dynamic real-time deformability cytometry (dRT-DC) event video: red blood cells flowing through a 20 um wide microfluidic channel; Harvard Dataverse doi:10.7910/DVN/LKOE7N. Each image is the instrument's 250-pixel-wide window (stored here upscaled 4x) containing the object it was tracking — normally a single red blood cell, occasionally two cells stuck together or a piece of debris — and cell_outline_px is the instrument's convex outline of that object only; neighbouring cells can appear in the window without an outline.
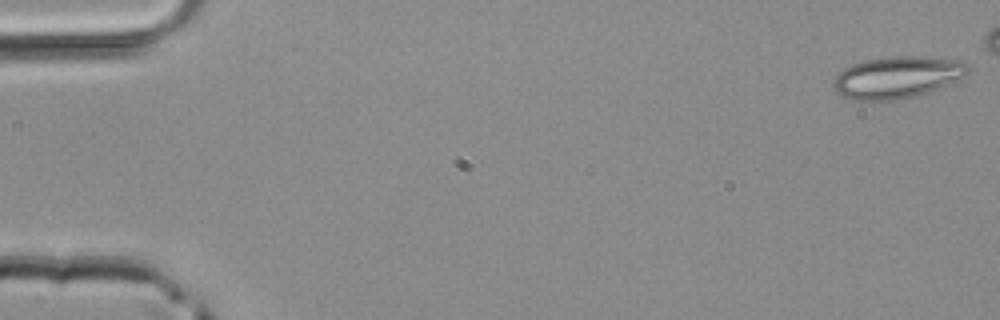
{"species": "common noctule bat (a hibernating species)", "species_latin": "Nyctalus noctula", "temperature_condition": "room temperature", "stored_images_in_passage": 5, "camera_frame_rate_fps": 3000, "um_per_image_px": 0.085, "animal": {"sex": "male", "body_mass_g": 20.4}, "frame": {"image": 1, "passage_image": 1, "time_ms": 0.0, "image_size_px": [1000, 320], "cell_outline_px": [[968, 72], [964, 76], [940, 88], [916, 96], [896, 100], [852, 100], [836, 92], [832, 88], [832, 80], [844, 68], [852, 64], [864, 60], [892, 56], [916, 56], [960, 60], [968, 64]], "centroid_in_image_um": [76.23, 6.57], "position_along_channel_um": 8.8, "area_um2": 32.89}}